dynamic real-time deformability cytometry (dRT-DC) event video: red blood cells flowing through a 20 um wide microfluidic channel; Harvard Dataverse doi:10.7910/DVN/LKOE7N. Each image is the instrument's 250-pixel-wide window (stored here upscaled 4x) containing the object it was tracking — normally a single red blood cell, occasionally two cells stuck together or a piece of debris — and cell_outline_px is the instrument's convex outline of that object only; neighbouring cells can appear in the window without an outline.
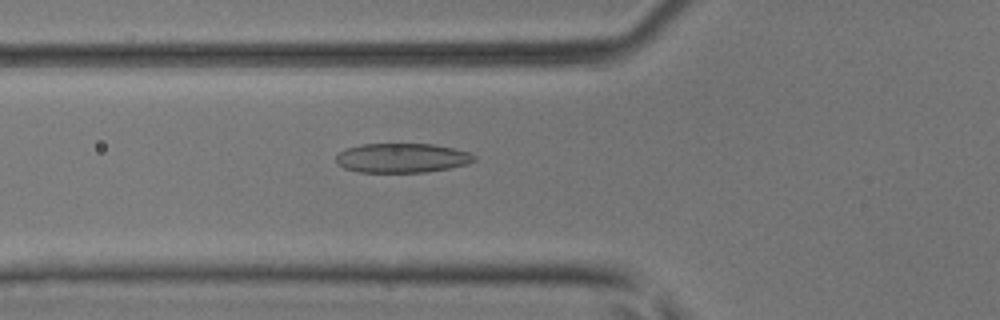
{"species": "common noctule bat (a hibernating species)", "species_latin": "Nyctalus noctula", "temperature_condition": "room temperature", "stored_images_in_passage": 35, "camera_frame_rate_fps": 3000, "um_per_image_px": 0.085, "animal": {"sex": "male", "body_mass_g": 17.9, "forearm_length_mm": 54.2}, "frame": {"image": 1, "passage_image": 10, "time_ms": 3.0, "image_size_px": [1000, 320], "cell_outline_px": [[476, 160], [468, 164], [448, 168], [424, 172], [360, 172], [344, 168], [336, 164], [336, 156], [340, 152], [348, 148], [360, 144], [432, 144], [452, 148], [468, 152], [476, 156]], "centroid_in_image_um": [34.16, 13.43], "position_along_channel_um": 91.6, "area_um2": 23.58}}
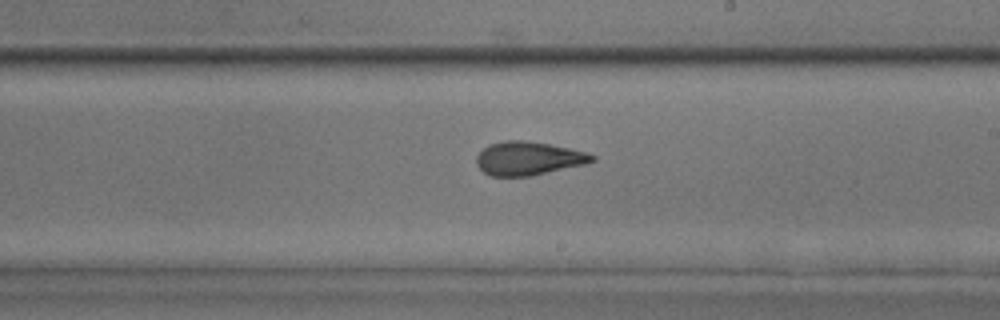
{"frame": {"image": 2, "passage_image": 21, "time_ms": 6.667, "image_size_px": [1000, 320], "cell_outline_px": [[596, 160], [584, 164], [532, 176], [488, 176], [476, 164], [476, 156], [488, 144], [504, 140], [524, 140], [548, 144], [588, 152], [596, 156]], "centroid_in_image_um": [44.9, 13.46], "position_along_channel_um": 244.1, "area_um2": 22.66}}
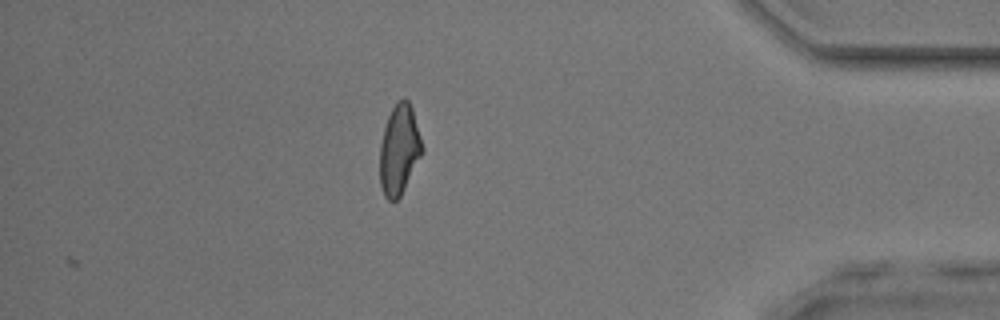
{"frame": {"image": 3, "passage_image": 35, "time_ms": 11.333, "image_size_px": [1000, 320], "cell_outline_px": [[424, 152], [400, 196], [396, 200], [388, 200], [384, 196], [380, 184], [380, 144], [384, 128], [388, 116], [396, 100], [404, 96], [408, 100], [412, 108], [424, 148]], "centroid_in_image_um": [33.94, 12.69], "position_along_channel_um": 401.3, "area_um2": 22.37}, "authors_computed_cell_mechanics": {"area_um2": 22.6576, "velocity_mm_per_s": 4.1649, "shape_relaxation_time_tau1_ms": null, "shape_relaxation_time_tau2_ms": 1.6403, "deformation_change_tau1": null, "deformation_change_tau2": 0.0958}}